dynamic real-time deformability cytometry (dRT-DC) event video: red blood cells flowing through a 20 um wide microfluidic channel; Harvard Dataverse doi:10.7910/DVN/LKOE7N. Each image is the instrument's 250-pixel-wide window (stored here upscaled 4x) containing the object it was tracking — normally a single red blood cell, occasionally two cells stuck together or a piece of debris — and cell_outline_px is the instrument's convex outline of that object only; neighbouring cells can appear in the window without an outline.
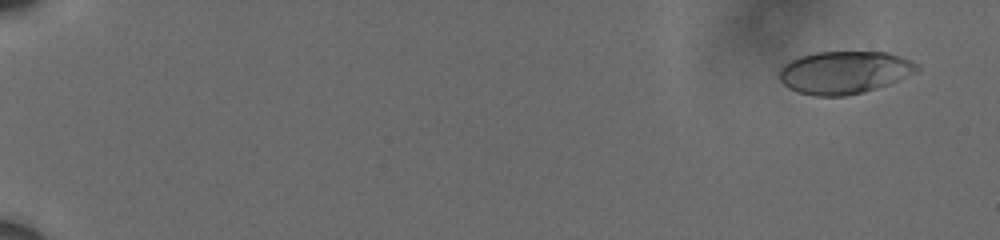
{"species": "human", "species_latin": "Homo sapiens", "temperature_condition": "cold", "stored_images_in_passage": 58, "camera_frame_rate_fps": 3000, "um_per_image_px": 0.085, "donor": {"sex": "male"}, "frame": {"image": 1, "passage_image": 2, "time_ms": 0.333, "image_size_px": [1000, 240], "cell_outline_px": [[920, 68], [888, 84], [864, 92], [844, 96], [816, 96], [800, 92], [788, 88], [780, 80], [780, 68], [788, 60], [800, 56], [816, 52], [888, 52], [912, 60], [920, 64]], "centroid_in_image_um": [71.74, 6.14], "position_along_channel_um": 13.3, "area_um2": 34.04}}
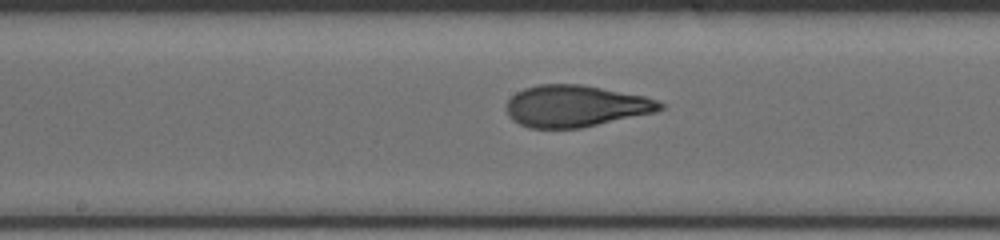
{"frame": {"image": 2, "passage_image": 33, "time_ms": 10.667, "image_size_px": [1000, 240], "cell_outline_px": [[664, 108], [656, 112], [580, 128], [528, 128], [512, 120], [508, 116], [504, 108], [508, 100], [516, 92], [524, 88], [540, 84], [580, 84], [644, 96], [656, 100], [664, 104]], "centroid_in_image_um": [48.88, 9.02], "position_along_channel_um": 199.3, "area_um2": 37.34}}
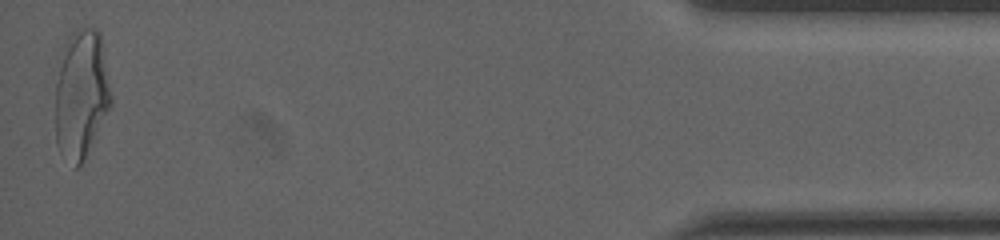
{"frame": {"image": 3, "passage_image": 58, "time_ms": 19.0, "image_size_px": [1000, 240], "cell_outline_px": [[112, 104], [84, 160], [76, 168], [56, 144], [56, 60], [68, 36], [72, 32], [84, 28], [96, 28], [100, 32], [112, 96]], "centroid_in_image_um": [6.89, 7.93], "position_along_channel_um": 428.3, "area_um2": 42.14}, "authors_computed_cell_mechanics": {"area_um2": 36.8475, "velocity_mm_per_s": 3.613, "shape_relaxation_time_tau1_ms": 4.4225, "shape_relaxation_time_tau2_ms": 0.9854, "deformation_change_tau1": 0.1806, "deformation_change_tau2": 0.0824}}